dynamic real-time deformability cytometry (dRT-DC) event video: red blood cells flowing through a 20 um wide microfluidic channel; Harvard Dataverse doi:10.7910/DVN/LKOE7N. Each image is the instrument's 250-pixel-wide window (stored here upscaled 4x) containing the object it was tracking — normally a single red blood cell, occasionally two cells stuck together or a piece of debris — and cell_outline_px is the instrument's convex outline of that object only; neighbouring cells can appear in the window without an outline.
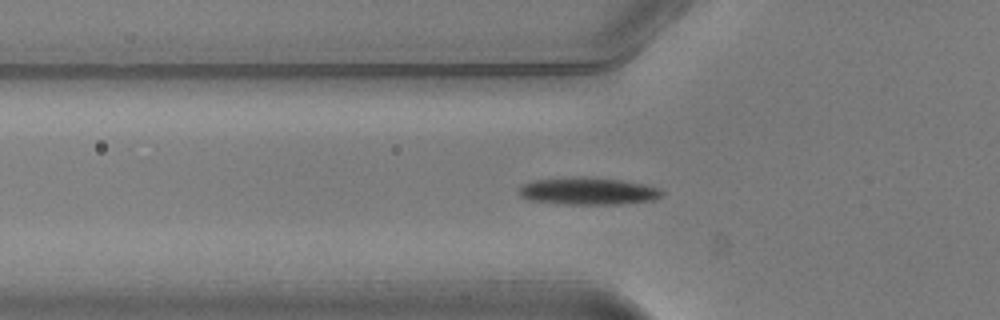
{"species": "common noctule bat (a hibernating species)", "species_latin": "Nyctalus noctula", "temperature_condition": "warm", "stored_images_in_passage": 39, "segment_of_instrument_passage": [1, 2], "camera_frame_rate_fps": 3000, "um_per_image_px": 0.085, "animal": {"sex": "male", "body_mass_g": 20.5, "forearm_length_mm": 52.5}, "frame": {"image": 1, "passage_image": 5, "time_ms": 1.333, "image_size_px": [1000, 320], "cell_outline_px": [[664, 192], [660, 196], [652, 200], [620, 204], [564, 204], [528, 200], [520, 196], [520, 188], [524, 184], [536, 180], [580, 176], [620, 180], [644, 184], [660, 188]], "centroid_in_image_um": [50.0, 16.25], "position_along_channel_um": 75.8, "area_um2": 22.54}}
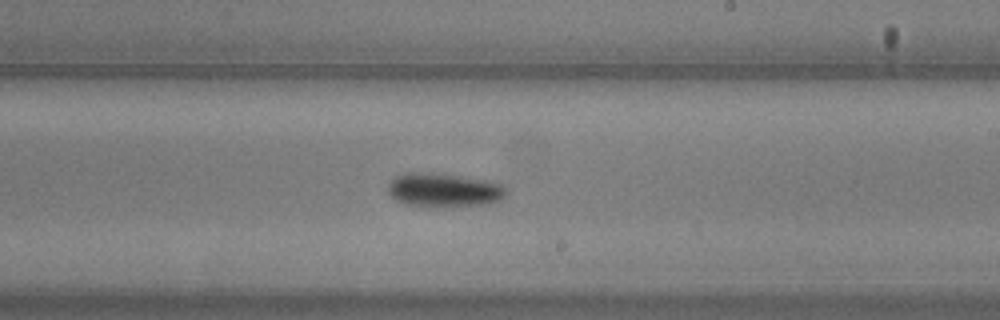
{"frame": {"image": 2, "passage_image": 18, "time_ms": 5.667, "image_size_px": [1000, 320], "cell_outline_px": [[508, 192], [500, 200], [488, 204], [404, 204], [396, 200], [388, 192], [388, 184], [396, 176], [404, 172], [440, 172], [492, 180], [504, 184], [508, 188]], "centroid_in_image_um": [37.79, 16.07], "position_along_channel_um": 251.2, "area_um2": 23.18}}
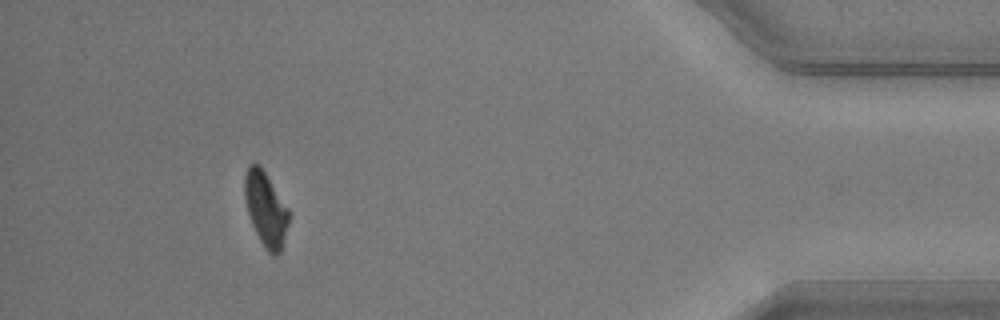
{"frame": {"image": 3, "passage_image": 34, "time_ms": 11.0, "image_size_px": [1000, 320], "cell_outline_px": [[288, 224], [280, 252], [272, 256], [264, 248], [252, 224], [248, 212], [244, 196], [244, 176], [248, 164], [260, 164], [288, 208]], "centroid_in_image_um": [22.56, 17.74], "position_along_channel_um": 412.6, "area_um2": 18.9}}